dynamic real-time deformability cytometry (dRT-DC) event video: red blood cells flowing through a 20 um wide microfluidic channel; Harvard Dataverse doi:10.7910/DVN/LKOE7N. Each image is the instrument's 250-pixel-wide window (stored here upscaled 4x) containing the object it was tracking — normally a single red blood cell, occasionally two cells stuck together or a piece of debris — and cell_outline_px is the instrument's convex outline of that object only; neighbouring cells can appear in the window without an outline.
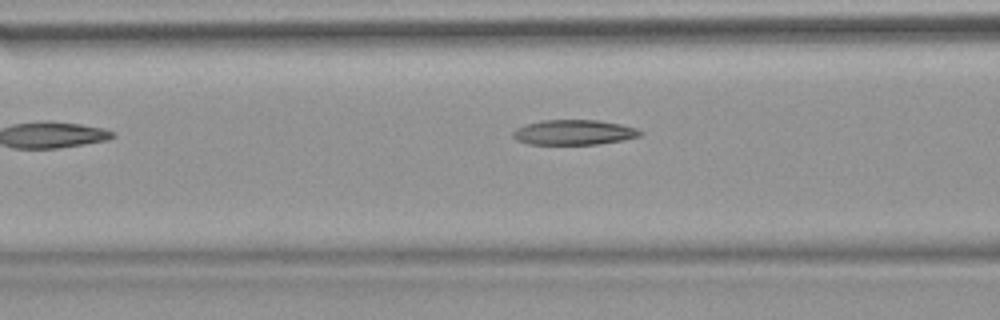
{"species": "common noctule bat (a hibernating species)", "species_latin": "Nyctalus noctula", "temperature_condition": "warm", "stored_images_in_passage": 14, "camera_frame_rate_fps": 3000, "um_per_image_px": 0.085, "animal": {"sex": "female", "body_mass_g": 18.4}, "frame": {"image": 1, "passage_image": 5, "time_ms": 1.333, "image_size_px": [1000, 320], "cell_outline_px": [[644, 132], [640, 136], [624, 140], [596, 144], [528, 144], [516, 140], [512, 136], [512, 132], [516, 128], [524, 124], [540, 120], [600, 120], [620, 124], [636, 128]], "centroid_in_image_um": [48.76, 11.24], "position_along_channel_um": 117.8, "area_um2": 18.73}}